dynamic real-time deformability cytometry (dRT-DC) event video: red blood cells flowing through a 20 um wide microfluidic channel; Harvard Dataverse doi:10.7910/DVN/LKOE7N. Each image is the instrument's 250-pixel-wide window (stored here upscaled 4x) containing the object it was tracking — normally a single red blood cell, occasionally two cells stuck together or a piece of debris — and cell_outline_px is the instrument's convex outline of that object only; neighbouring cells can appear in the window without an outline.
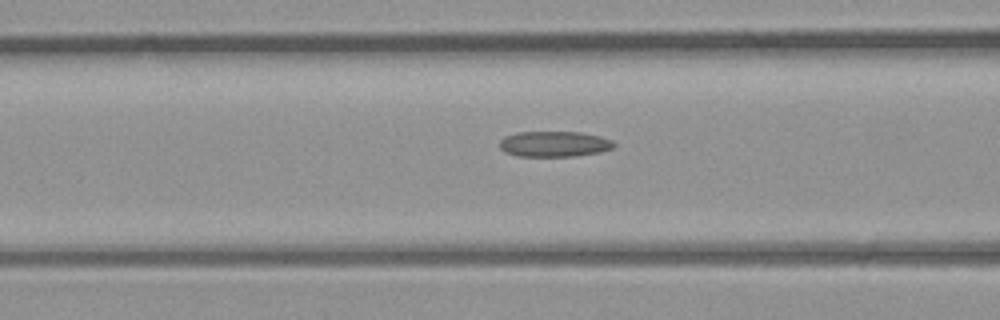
{"species": "common noctule bat (a hibernating species)", "species_latin": "Nyctalus noctula", "temperature_condition": "room temperature", "stored_images_in_passage": 9, "camera_frame_rate_fps": 3000, "um_per_image_px": 0.085, "animal": {"sex": "male", "body_mass_g": 23.1, "forearm_length_mm": 52.7}, "frame": {"image": 1, "passage_image": 7, "time_ms": 2.0, "image_size_px": [1000, 320], "cell_outline_px": [[616, 144], [612, 148], [600, 152], [576, 156], [516, 156], [504, 152], [500, 148], [500, 140], [504, 136], [516, 132], [580, 132], [600, 136], [612, 140]], "centroid_in_image_um": [47.09, 12.24], "position_along_channel_um": 119.5, "area_um2": 17.17}}